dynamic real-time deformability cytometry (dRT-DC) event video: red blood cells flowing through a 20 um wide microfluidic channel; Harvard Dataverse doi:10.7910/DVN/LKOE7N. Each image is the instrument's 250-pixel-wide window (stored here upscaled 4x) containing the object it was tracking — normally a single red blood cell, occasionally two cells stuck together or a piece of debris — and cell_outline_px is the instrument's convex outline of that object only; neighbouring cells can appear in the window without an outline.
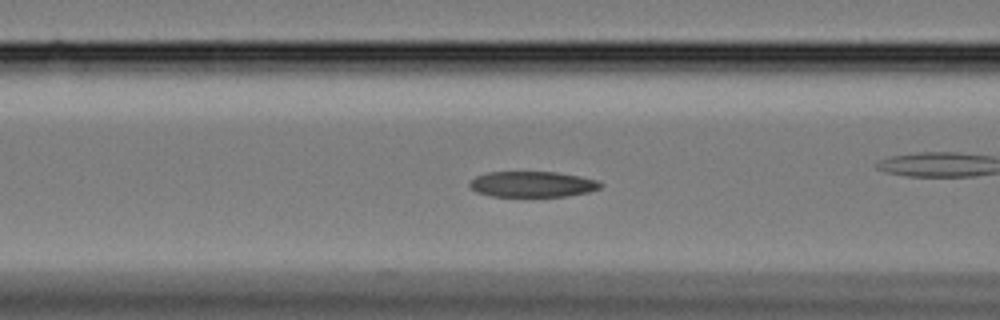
{"species": "Egyptian fruit bat (a non-hibernating species)", "species_latin": "Rousettus aegyptiacus", "temperature_condition": "cold", "stored_images_in_passage": 43, "camera_frame_rate_fps": 3000, "um_per_image_px": 0.085, "animal": {"sex": "female"}, "frame": {"image": 1, "passage_image": 10, "time_ms": 3.0, "image_size_px": [1000, 320], "cell_outline_px": [[604, 184], [600, 188], [588, 192], [568, 196], [492, 196], [476, 192], [468, 184], [476, 176], [488, 172], [556, 172], [580, 176], [600, 180]], "centroid_in_image_um": [45.3, 15.65], "position_along_channel_um": 121.3, "area_um2": 19.65}}